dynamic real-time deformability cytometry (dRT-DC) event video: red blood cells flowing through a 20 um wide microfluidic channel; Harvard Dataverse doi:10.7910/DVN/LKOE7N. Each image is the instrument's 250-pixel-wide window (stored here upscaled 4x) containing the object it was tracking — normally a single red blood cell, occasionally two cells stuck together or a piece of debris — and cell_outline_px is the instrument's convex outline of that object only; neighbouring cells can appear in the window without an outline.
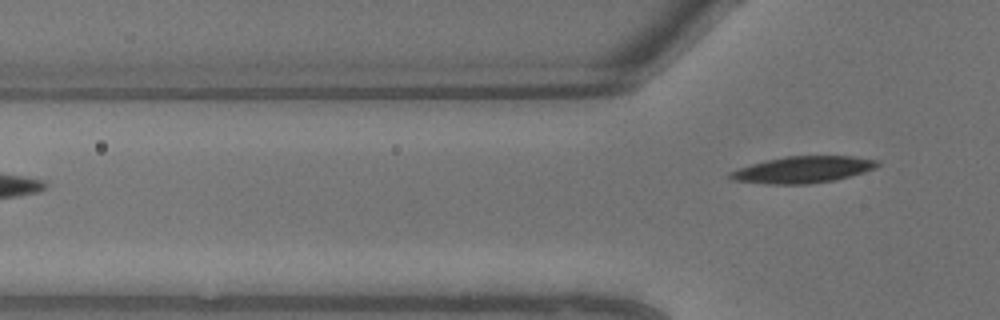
{"species": "common noctule bat (a hibernating species)", "species_latin": "Nyctalus noctula", "temperature_condition": "warm", "stored_images_in_passage": 3, "segment_of_instrument_passage": [2, 2], "camera_frame_rate_fps": 3000, "um_per_image_px": 0.085, "animal": {"sex": "male", "body_mass_g": 13.3}, "frame": {"image": 1, "passage_image": 3, "time_ms": 0.667, "image_size_px": [1000, 320], "cell_outline_px": [[880, 164], [876, 168], [864, 172], [836, 180], [808, 184], [768, 184], [732, 180], [728, 176], [728, 172], [764, 160], [784, 156], [852, 156], [880, 160]], "centroid_in_image_um": [68.27, 14.41], "position_along_channel_um": 57.5, "area_um2": 23.0}}